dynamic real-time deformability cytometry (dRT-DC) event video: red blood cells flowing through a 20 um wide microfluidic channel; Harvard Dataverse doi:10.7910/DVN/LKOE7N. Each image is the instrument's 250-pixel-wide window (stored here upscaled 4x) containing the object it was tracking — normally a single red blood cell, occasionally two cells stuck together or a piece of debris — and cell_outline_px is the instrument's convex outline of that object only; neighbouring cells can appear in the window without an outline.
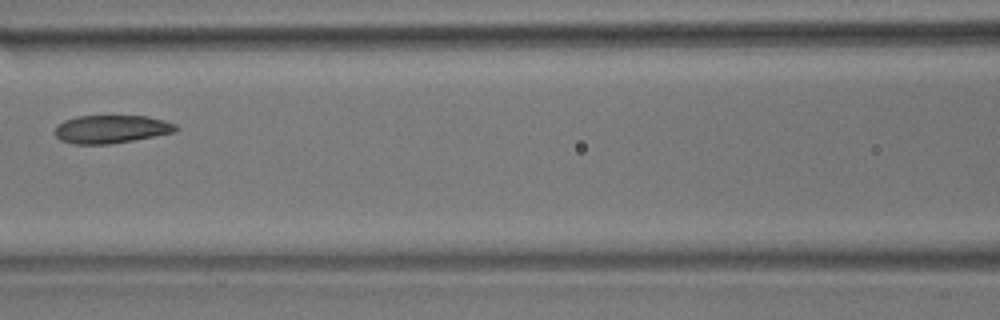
{"species": "common noctule bat (a hibernating species)", "species_latin": "Nyctalus noctula", "temperature_condition": "room temperature", "stored_images_in_passage": 9, "camera_frame_rate_fps": 3000, "um_per_image_px": 0.085, "animal": {"sex": "male", "body_mass_g": 17.9}, "frame": {"image": 1, "passage_image": 6, "time_ms": 6.0, "image_size_px": [1000, 320], "cell_outline_px": [[180, 128], [176, 132], [132, 140], [108, 144], [76, 144], [60, 140], [56, 136], [56, 128], [64, 120], [76, 116], [148, 116], [164, 120], [176, 124]], "centroid_in_image_um": [9.5, 10.97], "position_along_channel_um": 157.1, "area_um2": 19.71}}
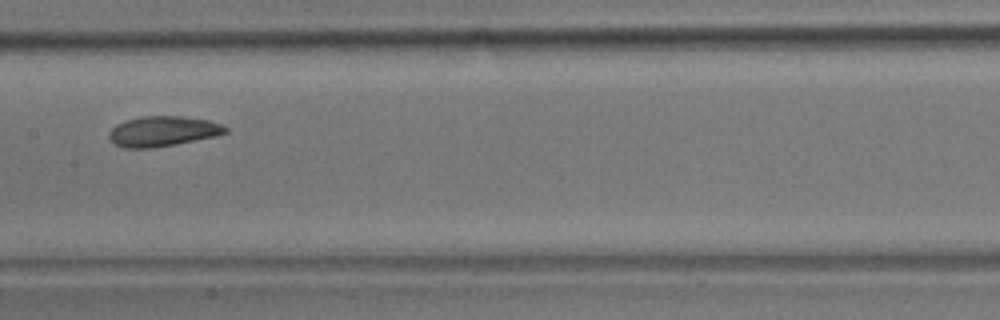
{"frame": {"image": 2, "passage_image": 7, "time_ms": 7.0, "image_size_px": [1000, 320], "cell_outline_px": [[228, 132], [216, 136], [152, 148], [124, 148], [116, 144], [108, 136], [108, 132], [116, 124], [140, 116], [180, 116], [208, 120], [220, 124], [228, 128]], "centroid_in_image_um": [13.83, 11.15], "position_along_channel_um": 193.6, "area_um2": 20.29}}
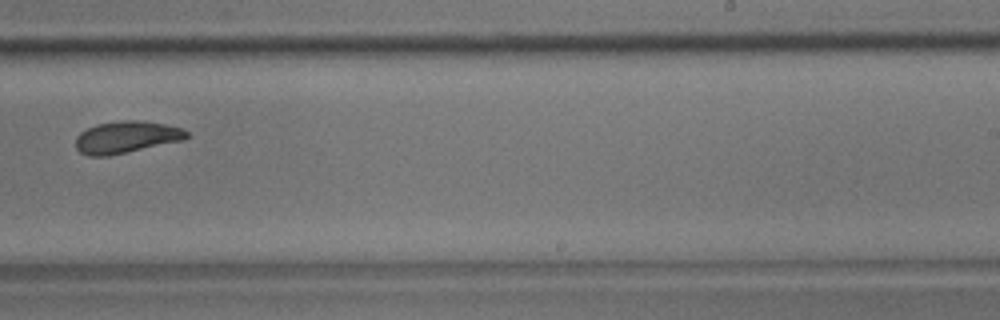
{"frame": {"image": 3, "passage_image": 9, "time_ms": 9.333, "image_size_px": [1000, 320], "cell_outline_px": [[188, 136], [184, 140], [108, 156], [88, 156], [80, 152], [76, 148], [76, 136], [80, 132], [96, 124], [120, 120], [140, 120], [164, 124], [184, 128], [188, 132]], "centroid_in_image_um": [10.74, 11.65], "position_along_channel_um": 278.3, "area_um2": 20.75}}